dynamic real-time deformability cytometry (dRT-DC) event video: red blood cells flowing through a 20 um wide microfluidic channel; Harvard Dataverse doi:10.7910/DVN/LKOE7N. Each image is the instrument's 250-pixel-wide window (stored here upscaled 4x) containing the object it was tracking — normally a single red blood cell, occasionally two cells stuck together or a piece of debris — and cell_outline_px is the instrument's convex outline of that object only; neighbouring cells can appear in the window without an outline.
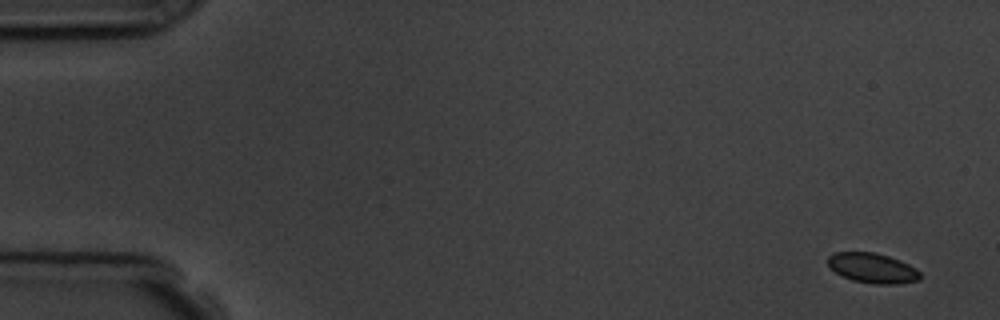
{"species": "common noctule bat (a hibernating species)", "species_latin": "Nyctalus noctula", "temperature_condition": "room temperature", "stored_images_in_passage": 5, "camera_frame_rate_fps": 3000, "um_per_image_px": 0.085, "animal": {"sex": "male", "body_mass_g": 19.5, "forearm_length_mm": 54.6}, "frame": {"image": 1, "passage_image": 1, "time_ms": 0.0, "image_size_px": [1000, 320], "cell_outline_px": [[920, 280], [896, 284], [872, 284], [852, 280], [836, 272], [828, 264], [828, 256], [832, 252], [876, 252], [900, 260], [916, 268], [920, 272]], "centroid_in_image_um": [74.17, 22.78], "position_along_channel_um": 10.8, "area_um2": 16.13}}
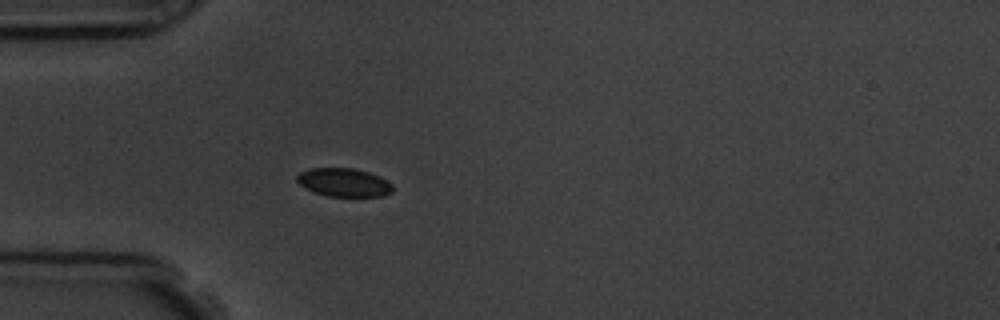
{"frame": {"image": 2, "passage_image": 5, "time_ms": 4.667, "image_size_px": [1000, 320], "cell_outline_px": [[392, 192], [384, 196], [328, 196], [312, 192], [300, 184], [296, 180], [296, 176], [300, 172], [308, 168], [352, 168], [368, 172], [392, 184]], "centroid_in_image_um": [29.18, 15.51], "position_along_channel_um": 55.8, "area_um2": 15.72}}